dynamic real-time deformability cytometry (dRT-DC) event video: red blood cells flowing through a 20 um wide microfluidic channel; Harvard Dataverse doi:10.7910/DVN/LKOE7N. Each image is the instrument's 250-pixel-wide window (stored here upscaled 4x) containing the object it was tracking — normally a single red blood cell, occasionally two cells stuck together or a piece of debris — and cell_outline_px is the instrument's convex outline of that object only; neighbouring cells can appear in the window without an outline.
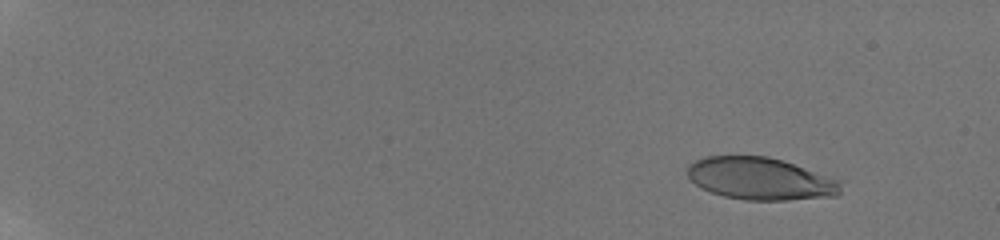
{"species": "human", "species_latin": "Homo sapiens", "temperature_condition": "room temperature", "stored_images_in_passage": 59, "camera_frame_rate_fps": 3000, "um_per_image_px": 0.085, "donor": {"sex": "male"}, "frame": {"image": 1, "passage_image": 8, "time_ms": 2.333, "image_size_px": [1000, 240], "cell_outline_px": [[840, 192], [836, 196], [788, 200], [744, 200], [724, 196], [700, 188], [688, 176], [688, 164], [704, 156], [768, 156], [840, 180]], "centroid_in_image_um": [64.6, 15.19], "position_along_channel_um": 20.4, "area_um2": 37.51}}
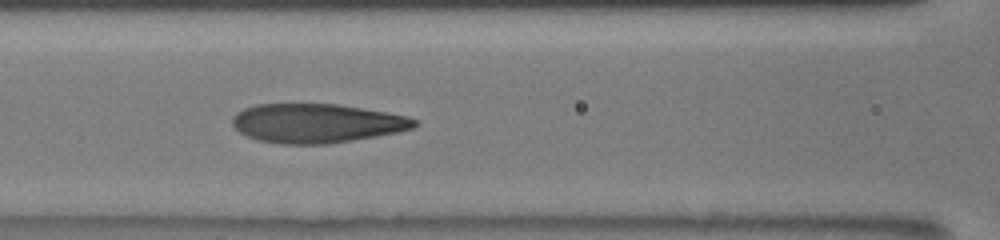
{"frame": {"image": 2, "passage_image": 31, "time_ms": 10.0, "image_size_px": [1000, 240], "cell_outline_px": [[416, 124], [412, 128], [396, 132], [376, 136], [328, 144], [280, 144], [260, 140], [248, 136], [240, 132], [232, 124], [232, 116], [236, 112], [244, 108], [256, 104], [336, 104], [408, 116], [416, 120]], "centroid_in_image_um": [26.87, 10.47], "position_along_channel_um": 139.7, "area_um2": 41.15}}
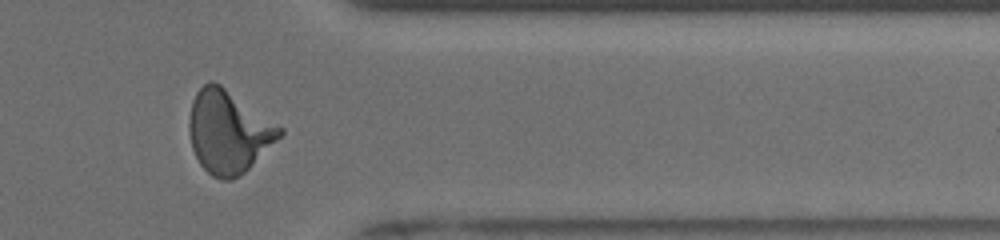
{"frame": {"image": 3, "passage_image": 51, "time_ms": 16.667, "image_size_px": [1000, 240], "cell_outline_px": [[284, 132], [240, 176], [232, 180], [220, 180], [212, 176], [200, 164], [192, 148], [188, 132], [188, 120], [192, 100], [196, 92], [208, 80], [212, 80], [220, 84], [284, 128]], "centroid_in_image_um": [19.38, 11.19], "position_along_channel_um": 392.0, "area_um2": 43.47}, "authors_computed_cell_mechanics": {"area_um2": 40.6912, "velocity_mm_per_s": 3.8499, "shape_relaxation_time_tau1_ms": 4.2091, "shape_relaxation_time_tau2_ms": 0.8159, "deformation_change_tau1": 0.2134, "deformation_change_tau2": 0.0767}}